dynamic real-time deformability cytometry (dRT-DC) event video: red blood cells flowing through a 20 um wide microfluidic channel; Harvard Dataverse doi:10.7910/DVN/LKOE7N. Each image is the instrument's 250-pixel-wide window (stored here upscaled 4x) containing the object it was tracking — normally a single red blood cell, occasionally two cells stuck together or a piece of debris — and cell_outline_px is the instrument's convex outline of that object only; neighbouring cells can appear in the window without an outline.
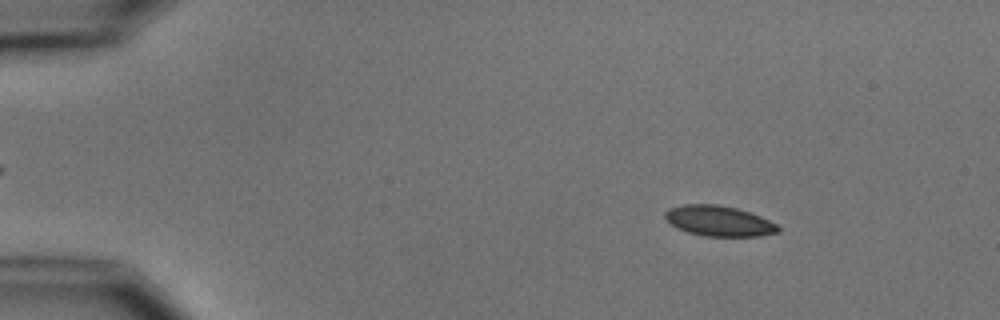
{"species": "common noctule bat (a hibernating species)", "species_latin": "Nyctalus noctula", "temperature_condition": "cold", "stored_images_in_passage": 6, "camera_frame_rate_fps": 3000, "um_per_image_px": 0.085, "animal": {"sex": "male", "body_mass_g": 15.6}, "frame": {"image": 1, "passage_image": 2, "time_ms": 1.0, "image_size_px": [1000, 320], "cell_outline_px": [[780, 232], [760, 236], [704, 236], [688, 232], [676, 228], [664, 216], [664, 212], [668, 208], [684, 204], [716, 204], [736, 208], [760, 216], [776, 224], [780, 228]], "centroid_in_image_um": [61.09, 18.78], "position_along_channel_um": 23.9, "area_um2": 20.0}}
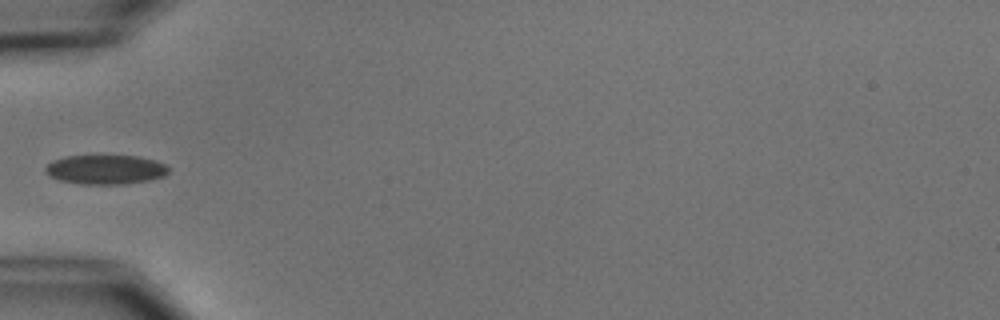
{"frame": {"image": 2, "passage_image": 5, "time_ms": 4.667, "image_size_px": [1000, 320], "cell_outline_px": [[168, 172], [164, 176], [148, 180], [124, 184], [80, 184], [60, 180], [48, 176], [44, 172], [44, 168], [52, 160], [64, 156], [140, 156], [156, 160], [164, 164], [168, 168]], "centroid_in_image_um": [8.93, 14.41], "position_along_channel_um": 76.1, "area_um2": 21.15}}